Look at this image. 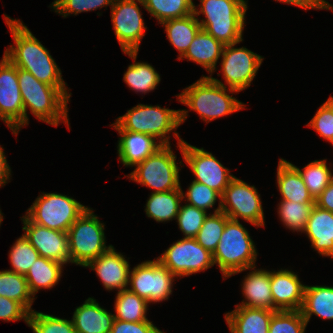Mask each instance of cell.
<instances>
[{"label":"cell","mask_w":333,"mask_h":333,"mask_svg":"<svg viewBox=\"0 0 333 333\" xmlns=\"http://www.w3.org/2000/svg\"><path fill=\"white\" fill-rule=\"evenodd\" d=\"M14 41L6 48L4 55L17 67L30 72L37 80L57 89H69L62 78V72L50 51L18 19L4 14Z\"/></svg>","instance_id":"cell-1"},{"label":"cell","mask_w":333,"mask_h":333,"mask_svg":"<svg viewBox=\"0 0 333 333\" xmlns=\"http://www.w3.org/2000/svg\"><path fill=\"white\" fill-rule=\"evenodd\" d=\"M20 93L24 105L25 126L29 124L27 111L36 119L57 127L60 122L70 129L68 102L70 89H57L37 80L30 72L17 68ZM69 91V92H68Z\"/></svg>","instance_id":"cell-2"},{"label":"cell","mask_w":333,"mask_h":333,"mask_svg":"<svg viewBox=\"0 0 333 333\" xmlns=\"http://www.w3.org/2000/svg\"><path fill=\"white\" fill-rule=\"evenodd\" d=\"M230 92L232 95L239 93L202 75L199 80L176 95L178 102L189 108L180 110V124L186 121L190 110L199 114L202 121L209 123L246 108V105L230 95Z\"/></svg>","instance_id":"cell-3"},{"label":"cell","mask_w":333,"mask_h":333,"mask_svg":"<svg viewBox=\"0 0 333 333\" xmlns=\"http://www.w3.org/2000/svg\"><path fill=\"white\" fill-rule=\"evenodd\" d=\"M199 1V5L195 6L194 4L193 6V14L198 19L201 29L206 30L223 45L243 41L242 35L245 29L248 0ZM200 14L204 15L205 18H198Z\"/></svg>","instance_id":"cell-4"},{"label":"cell","mask_w":333,"mask_h":333,"mask_svg":"<svg viewBox=\"0 0 333 333\" xmlns=\"http://www.w3.org/2000/svg\"><path fill=\"white\" fill-rule=\"evenodd\" d=\"M180 109L174 110L160 105L138 104L127 110L111 124L115 130H125L152 136L161 145H170V133L181 144L184 140L176 132L180 126ZM169 135V136H168Z\"/></svg>","instance_id":"cell-5"},{"label":"cell","mask_w":333,"mask_h":333,"mask_svg":"<svg viewBox=\"0 0 333 333\" xmlns=\"http://www.w3.org/2000/svg\"><path fill=\"white\" fill-rule=\"evenodd\" d=\"M257 255L248 230L240 221L229 219L213 253L214 264L219 267L223 279L256 266Z\"/></svg>","instance_id":"cell-6"},{"label":"cell","mask_w":333,"mask_h":333,"mask_svg":"<svg viewBox=\"0 0 333 333\" xmlns=\"http://www.w3.org/2000/svg\"><path fill=\"white\" fill-rule=\"evenodd\" d=\"M105 224L87 208L67 231L70 263L85 267L90 261L107 252Z\"/></svg>","instance_id":"cell-7"},{"label":"cell","mask_w":333,"mask_h":333,"mask_svg":"<svg viewBox=\"0 0 333 333\" xmlns=\"http://www.w3.org/2000/svg\"><path fill=\"white\" fill-rule=\"evenodd\" d=\"M171 145H162L152 155L137 163L126 175L131 181L151 188L153 193L179 189L180 168Z\"/></svg>","instance_id":"cell-8"},{"label":"cell","mask_w":333,"mask_h":333,"mask_svg":"<svg viewBox=\"0 0 333 333\" xmlns=\"http://www.w3.org/2000/svg\"><path fill=\"white\" fill-rule=\"evenodd\" d=\"M87 208L73 197L43 192L26 210L25 216L32 223L67 232Z\"/></svg>","instance_id":"cell-9"},{"label":"cell","mask_w":333,"mask_h":333,"mask_svg":"<svg viewBox=\"0 0 333 333\" xmlns=\"http://www.w3.org/2000/svg\"><path fill=\"white\" fill-rule=\"evenodd\" d=\"M176 278L157 259L148 260L131 269L128 289L146 299L149 304L163 302L172 295Z\"/></svg>","instance_id":"cell-10"},{"label":"cell","mask_w":333,"mask_h":333,"mask_svg":"<svg viewBox=\"0 0 333 333\" xmlns=\"http://www.w3.org/2000/svg\"><path fill=\"white\" fill-rule=\"evenodd\" d=\"M260 194L255 186L234 177L221 195V211L231 220L243 219L264 227L265 219Z\"/></svg>","instance_id":"cell-11"},{"label":"cell","mask_w":333,"mask_h":333,"mask_svg":"<svg viewBox=\"0 0 333 333\" xmlns=\"http://www.w3.org/2000/svg\"><path fill=\"white\" fill-rule=\"evenodd\" d=\"M238 43L224 45L222 51L221 69L225 84L217 78L208 76L217 84L238 92L250 87L256 77L264 57L260 56L246 47H235Z\"/></svg>","instance_id":"cell-12"},{"label":"cell","mask_w":333,"mask_h":333,"mask_svg":"<svg viewBox=\"0 0 333 333\" xmlns=\"http://www.w3.org/2000/svg\"><path fill=\"white\" fill-rule=\"evenodd\" d=\"M177 278L190 276L214 266L213 254L195 238H182L156 258Z\"/></svg>","instance_id":"cell-13"},{"label":"cell","mask_w":333,"mask_h":333,"mask_svg":"<svg viewBox=\"0 0 333 333\" xmlns=\"http://www.w3.org/2000/svg\"><path fill=\"white\" fill-rule=\"evenodd\" d=\"M183 161L188 165L194 181L207 185L222 195L229 182L235 177L230 170L204 148L192 146L186 141L178 144Z\"/></svg>","instance_id":"cell-14"},{"label":"cell","mask_w":333,"mask_h":333,"mask_svg":"<svg viewBox=\"0 0 333 333\" xmlns=\"http://www.w3.org/2000/svg\"><path fill=\"white\" fill-rule=\"evenodd\" d=\"M137 2L143 6L142 0H114L111 7V21L122 52L139 51L146 33L147 27Z\"/></svg>","instance_id":"cell-15"},{"label":"cell","mask_w":333,"mask_h":333,"mask_svg":"<svg viewBox=\"0 0 333 333\" xmlns=\"http://www.w3.org/2000/svg\"><path fill=\"white\" fill-rule=\"evenodd\" d=\"M0 119L15 136L25 126L17 67L5 55L0 61Z\"/></svg>","instance_id":"cell-16"},{"label":"cell","mask_w":333,"mask_h":333,"mask_svg":"<svg viewBox=\"0 0 333 333\" xmlns=\"http://www.w3.org/2000/svg\"><path fill=\"white\" fill-rule=\"evenodd\" d=\"M23 223L24 236L37 250L40 257L66 265L70 263L67 232L52 230L32 223L25 215L20 217Z\"/></svg>","instance_id":"cell-17"},{"label":"cell","mask_w":333,"mask_h":333,"mask_svg":"<svg viewBox=\"0 0 333 333\" xmlns=\"http://www.w3.org/2000/svg\"><path fill=\"white\" fill-rule=\"evenodd\" d=\"M96 272L104 288L108 291H121L128 288L130 264L126 256L116 252L112 246L107 252L90 261L85 268Z\"/></svg>","instance_id":"cell-18"},{"label":"cell","mask_w":333,"mask_h":333,"mask_svg":"<svg viewBox=\"0 0 333 333\" xmlns=\"http://www.w3.org/2000/svg\"><path fill=\"white\" fill-rule=\"evenodd\" d=\"M273 305L277 311L300 310L303 304L305 284L298 274L288 269L270 271Z\"/></svg>","instance_id":"cell-19"},{"label":"cell","mask_w":333,"mask_h":333,"mask_svg":"<svg viewBox=\"0 0 333 333\" xmlns=\"http://www.w3.org/2000/svg\"><path fill=\"white\" fill-rule=\"evenodd\" d=\"M247 270L251 271L244 276L245 278L241 283L242 296H244L245 299L242 300V303L235 306L277 311L273 305L270 286V270L262 268L256 269V266Z\"/></svg>","instance_id":"cell-20"},{"label":"cell","mask_w":333,"mask_h":333,"mask_svg":"<svg viewBox=\"0 0 333 333\" xmlns=\"http://www.w3.org/2000/svg\"><path fill=\"white\" fill-rule=\"evenodd\" d=\"M303 233L308 236L314 251L333 259V212L314 205Z\"/></svg>","instance_id":"cell-21"},{"label":"cell","mask_w":333,"mask_h":333,"mask_svg":"<svg viewBox=\"0 0 333 333\" xmlns=\"http://www.w3.org/2000/svg\"><path fill=\"white\" fill-rule=\"evenodd\" d=\"M116 131L120 136L117 144L119 161L126 167H134L162 146L150 135L125 130Z\"/></svg>","instance_id":"cell-22"},{"label":"cell","mask_w":333,"mask_h":333,"mask_svg":"<svg viewBox=\"0 0 333 333\" xmlns=\"http://www.w3.org/2000/svg\"><path fill=\"white\" fill-rule=\"evenodd\" d=\"M114 315L100 306L93 297L76 307L72 321L77 333H110Z\"/></svg>","instance_id":"cell-23"},{"label":"cell","mask_w":333,"mask_h":333,"mask_svg":"<svg viewBox=\"0 0 333 333\" xmlns=\"http://www.w3.org/2000/svg\"><path fill=\"white\" fill-rule=\"evenodd\" d=\"M276 311L260 308L235 306L225 313V321L230 333H268L269 323Z\"/></svg>","instance_id":"cell-24"},{"label":"cell","mask_w":333,"mask_h":333,"mask_svg":"<svg viewBox=\"0 0 333 333\" xmlns=\"http://www.w3.org/2000/svg\"><path fill=\"white\" fill-rule=\"evenodd\" d=\"M224 45L210 35L206 30L200 29L185 55L180 59H187L202 66L209 74L217 70V62L221 58Z\"/></svg>","instance_id":"cell-25"},{"label":"cell","mask_w":333,"mask_h":333,"mask_svg":"<svg viewBox=\"0 0 333 333\" xmlns=\"http://www.w3.org/2000/svg\"><path fill=\"white\" fill-rule=\"evenodd\" d=\"M277 187L281 200L296 203H315L299 171L289 161L280 158L277 167Z\"/></svg>","instance_id":"cell-26"},{"label":"cell","mask_w":333,"mask_h":333,"mask_svg":"<svg viewBox=\"0 0 333 333\" xmlns=\"http://www.w3.org/2000/svg\"><path fill=\"white\" fill-rule=\"evenodd\" d=\"M300 312L307 325L312 315L323 320H333V286L305 285Z\"/></svg>","instance_id":"cell-27"},{"label":"cell","mask_w":333,"mask_h":333,"mask_svg":"<svg viewBox=\"0 0 333 333\" xmlns=\"http://www.w3.org/2000/svg\"><path fill=\"white\" fill-rule=\"evenodd\" d=\"M123 53L134 60L125 71L123 81L137 93L146 94L154 91L161 81L155 68L146 62H137L138 51H124Z\"/></svg>","instance_id":"cell-28"},{"label":"cell","mask_w":333,"mask_h":333,"mask_svg":"<svg viewBox=\"0 0 333 333\" xmlns=\"http://www.w3.org/2000/svg\"><path fill=\"white\" fill-rule=\"evenodd\" d=\"M161 25L165 28L167 39L179 52L178 60L185 55L191 42L201 29L199 21L193 13L184 18L166 20Z\"/></svg>","instance_id":"cell-29"},{"label":"cell","mask_w":333,"mask_h":333,"mask_svg":"<svg viewBox=\"0 0 333 333\" xmlns=\"http://www.w3.org/2000/svg\"><path fill=\"white\" fill-rule=\"evenodd\" d=\"M181 201H183L181 187L172 191L152 192L144 206V211L148 218L156 222H169L176 219Z\"/></svg>","instance_id":"cell-30"},{"label":"cell","mask_w":333,"mask_h":333,"mask_svg":"<svg viewBox=\"0 0 333 333\" xmlns=\"http://www.w3.org/2000/svg\"><path fill=\"white\" fill-rule=\"evenodd\" d=\"M64 264L38 257L25 275L30 292L35 295L41 289H51L62 277Z\"/></svg>","instance_id":"cell-31"},{"label":"cell","mask_w":333,"mask_h":333,"mask_svg":"<svg viewBox=\"0 0 333 333\" xmlns=\"http://www.w3.org/2000/svg\"><path fill=\"white\" fill-rule=\"evenodd\" d=\"M114 303V319L129 322L150 321L146 317L148 301L128 288L117 292Z\"/></svg>","instance_id":"cell-32"},{"label":"cell","mask_w":333,"mask_h":333,"mask_svg":"<svg viewBox=\"0 0 333 333\" xmlns=\"http://www.w3.org/2000/svg\"><path fill=\"white\" fill-rule=\"evenodd\" d=\"M0 296L21 303L30 313L33 311L31 307L35 297L30 292L25 275L0 271Z\"/></svg>","instance_id":"cell-33"},{"label":"cell","mask_w":333,"mask_h":333,"mask_svg":"<svg viewBox=\"0 0 333 333\" xmlns=\"http://www.w3.org/2000/svg\"><path fill=\"white\" fill-rule=\"evenodd\" d=\"M143 8L154 17L158 23L170 19L184 18L193 13V0H142Z\"/></svg>","instance_id":"cell-34"},{"label":"cell","mask_w":333,"mask_h":333,"mask_svg":"<svg viewBox=\"0 0 333 333\" xmlns=\"http://www.w3.org/2000/svg\"><path fill=\"white\" fill-rule=\"evenodd\" d=\"M302 176L310 195L315 200L333 180V169L327 165V160H314L303 167V170L292 164Z\"/></svg>","instance_id":"cell-35"},{"label":"cell","mask_w":333,"mask_h":333,"mask_svg":"<svg viewBox=\"0 0 333 333\" xmlns=\"http://www.w3.org/2000/svg\"><path fill=\"white\" fill-rule=\"evenodd\" d=\"M314 205L315 203L281 200L278 204L277 214L286 228L293 232L303 233Z\"/></svg>","instance_id":"cell-36"},{"label":"cell","mask_w":333,"mask_h":333,"mask_svg":"<svg viewBox=\"0 0 333 333\" xmlns=\"http://www.w3.org/2000/svg\"><path fill=\"white\" fill-rule=\"evenodd\" d=\"M229 219L222 211L209 213L195 237L196 241L213 254Z\"/></svg>","instance_id":"cell-37"},{"label":"cell","mask_w":333,"mask_h":333,"mask_svg":"<svg viewBox=\"0 0 333 333\" xmlns=\"http://www.w3.org/2000/svg\"><path fill=\"white\" fill-rule=\"evenodd\" d=\"M9 251L11 272L26 275L35 260L39 257L37 250L30 244L28 239L22 234Z\"/></svg>","instance_id":"cell-38"},{"label":"cell","mask_w":333,"mask_h":333,"mask_svg":"<svg viewBox=\"0 0 333 333\" xmlns=\"http://www.w3.org/2000/svg\"><path fill=\"white\" fill-rule=\"evenodd\" d=\"M28 327L33 333H77L72 319L67 320L35 310L29 314Z\"/></svg>","instance_id":"cell-39"},{"label":"cell","mask_w":333,"mask_h":333,"mask_svg":"<svg viewBox=\"0 0 333 333\" xmlns=\"http://www.w3.org/2000/svg\"><path fill=\"white\" fill-rule=\"evenodd\" d=\"M182 199H185L186 204L203 209L206 212L207 209L214 208L213 206L219 200L218 208H215L214 213L221 211V195L207 185L194 180L188 186L186 193L182 190Z\"/></svg>","instance_id":"cell-40"},{"label":"cell","mask_w":333,"mask_h":333,"mask_svg":"<svg viewBox=\"0 0 333 333\" xmlns=\"http://www.w3.org/2000/svg\"><path fill=\"white\" fill-rule=\"evenodd\" d=\"M307 322L300 310L276 311L270 320L268 333H305Z\"/></svg>","instance_id":"cell-41"},{"label":"cell","mask_w":333,"mask_h":333,"mask_svg":"<svg viewBox=\"0 0 333 333\" xmlns=\"http://www.w3.org/2000/svg\"><path fill=\"white\" fill-rule=\"evenodd\" d=\"M208 214L205 210L188 204L180 205L175 220L184 238H195Z\"/></svg>","instance_id":"cell-42"},{"label":"cell","mask_w":333,"mask_h":333,"mask_svg":"<svg viewBox=\"0 0 333 333\" xmlns=\"http://www.w3.org/2000/svg\"><path fill=\"white\" fill-rule=\"evenodd\" d=\"M113 2L114 0H54L49 7L53 8L55 13L66 18L71 14L76 16L82 12L112 7Z\"/></svg>","instance_id":"cell-43"},{"label":"cell","mask_w":333,"mask_h":333,"mask_svg":"<svg viewBox=\"0 0 333 333\" xmlns=\"http://www.w3.org/2000/svg\"><path fill=\"white\" fill-rule=\"evenodd\" d=\"M306 126L314 129L321 138L333 145V96L319 107Z\"/></svg>","instance_id":"cell-44"},{"label":"cell","mask_w":333,"mask_h":333,"mask_svg":"<svg viewBox=\"0 0 333 333\" xmlns=\"http://www.w3.org/2000/svg\"><path fill=\"white\" fill-rule=\"evenodd\" d=\"M30 312L19 302L0 296V320L3 321H20L28 326Z\"/></svg>","instance_id":"cell-45"},{"label":"cell","mask_w":333,"mask_h":333,"mask_svg":"<svg viewBox=\"0 0 333 333\" xmlns=\"http://www.w3.org/2000/svg\"><path fill=\"white\" fill-rule=\"evenodd\" d=\"M110 333H165L152 321L129 322L115 319Z\"/></svg>","instance_id":"cell-46"},{"label":"cell","mask_w":333,"mask_h":333,"mask_svg":"<svg viewBox=\"0 0 333 333\" xmlns=\"http://www.w3.org/2000/svg\"><path fill=\"white\" fill-rule=\"evenodd\" d=\"M315 205L321 209L333 212V180L315 199Z\"/></svg>","instance_id":"cell-47"},{"label":"cell","mask_w":333,"mask_h":333,"mask_svg":"<svg viewBox=\"0 0 333 333\" xmlns=\"http://www.w3.org/2000/svg\"><path fill=\"white\" fill-rule=\"evenodd\" d=\"M3 149L4 148L0 145V187H3L9 182L12 172Z\"/></svg>","instance_id":"cell-48"},{"label":"cell","mask_w":333,"mask_h":333,"mask_svg":"<svg viewBox=\"0 0 333 333\" xmlns=\"http://www.w3.org/2000/svg\"><path fill=\"white\" fill-rule=\"evenodd\" d=\"M288 5H294L304 10L316 9L308 0H275Z\"/></svg>","instance_id":"cell-49"},{"label":"cell","mask_w":333,"mask_h":333,"mask_svg":"<svg viewBox=\"0 0 333 333\" xmlns=\"http://www.w3.org/2000/svg\"><path fill=\"white\" fill-rule=\"evenodd\" d=\"M308 1L316 8V10L325 9L333 11V5L326 0H308Z\"/></svg>","instance_id":"cell-50"},{"label":"cell","mask_w":333,"mask_h":333,"mask_svg":"<svg viewBox=\"0 0 333 333\" xmlns=\"http://www.w3.org/2000/svg\"><path fill=\"white\" fill-rule=\"evenodd\" d=\"M3 219H4L3 213H2V211L0 209V226H1V223H2Z\"/></svg>","instance_id":"cell-51"}]
</instances>
